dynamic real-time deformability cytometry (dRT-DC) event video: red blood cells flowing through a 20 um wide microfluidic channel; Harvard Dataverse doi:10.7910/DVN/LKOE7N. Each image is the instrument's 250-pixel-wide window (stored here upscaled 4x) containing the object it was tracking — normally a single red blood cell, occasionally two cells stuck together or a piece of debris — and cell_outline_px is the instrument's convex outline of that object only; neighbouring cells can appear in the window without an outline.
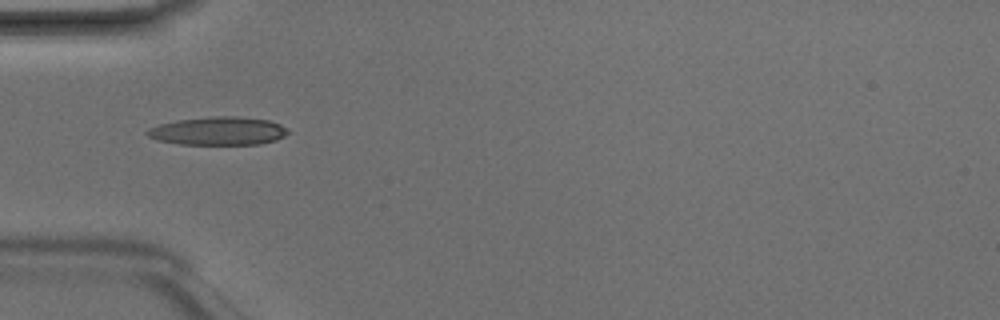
{"species": "Egyptian fruit bat (a non-hibernating species)", "species_latin": "Rousettus aegyptiacus", "temperature_condition": "room temperature", "stored_images_in_passage": 5, "camera_frame_rate_fps": 3000, "um_per_image_px": 0.085, "animal": {"sex": "male"}, "frame": {"image": 1, "passage_image": 4, "time_ms": 1.0, "image_size_px": [1000, 320], "cell_outline_px": [[288, 132], [284, 136], [276, 140], [260, 144], [180, 144], [156, 140], [148, 136], [144, 132], [148, 128], [160, 124], [176, 120], [216, 116], [236, 116], [268, 120], [280, 124], [288, 128]], "centroid_in_image_um": [18.54, 11.13], "position_along_channel_um": 66.5, "area_um2": 23.18}}